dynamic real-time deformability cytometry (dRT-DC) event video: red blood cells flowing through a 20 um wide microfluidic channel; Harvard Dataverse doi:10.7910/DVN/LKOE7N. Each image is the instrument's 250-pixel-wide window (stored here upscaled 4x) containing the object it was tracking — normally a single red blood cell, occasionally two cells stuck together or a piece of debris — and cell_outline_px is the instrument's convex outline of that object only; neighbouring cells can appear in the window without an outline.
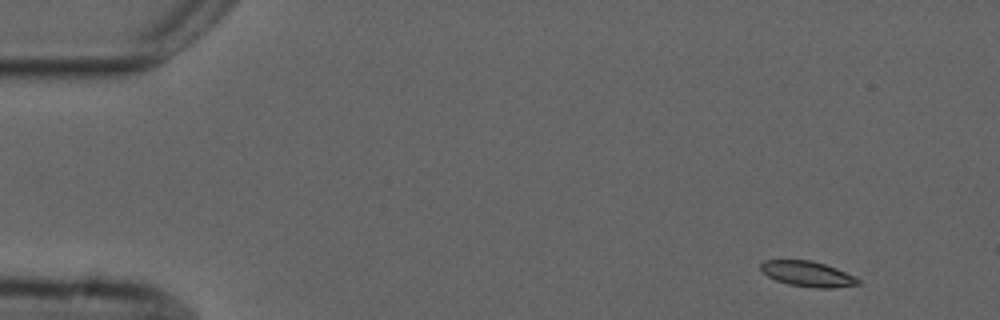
{"species": "common noctule bat (a hibernating species)", "species_latin": "Nyctalus noctula", "temperature_condition": "cold", "stored_images_in_passage": 4, "camera_frame_rate_fps": 3000, "um_per_image_px": 0.085, "animal": {"sex": "male", "forearm_length_mm": 52.5}, "frame": {"image": 1, "passage_image": 1, "time_ms": 0.0, "image_size_px": [1000, 320], "cell_outline_px": [[860, 284], [832, 288], [812, 288], [788, 284], [776, 280], [768, 276], [760, 268], [760, 264], [764, 260], [812, 260], [836, 268], [856, 276], [860, 280]], "centroid_in_image_um": [68.67, 23.28], "position_along_channel_um": 16.3, "area_um2": 14.45}}
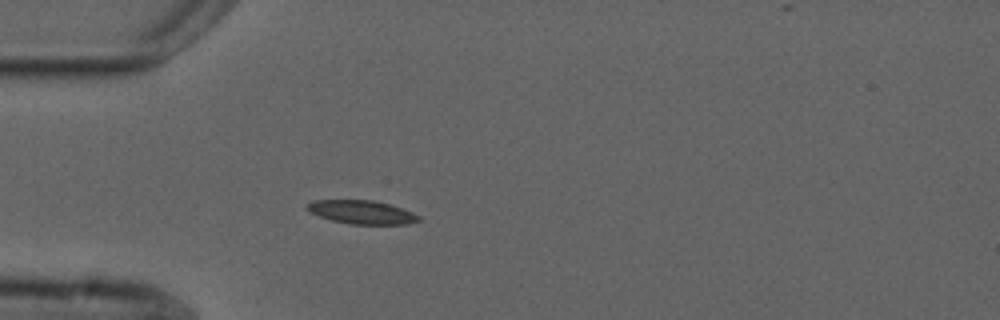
{"frame": {"image": 2, "passage_image": 4, "time_ms": 3.667, "image_size_px": [1000, 320], "cell_outline_px": [[420, 220], [408, 224], [352, 224], [332, 220], [308, 212], [304, 208], [304, 204], [312, 200], [372, 200], [388, 204], [412, 212], [420, 216]], "centroid_in_image_um": [30.68, 18.02], "position_along_channel_um": 54.3, "area_um2": 15.32}}